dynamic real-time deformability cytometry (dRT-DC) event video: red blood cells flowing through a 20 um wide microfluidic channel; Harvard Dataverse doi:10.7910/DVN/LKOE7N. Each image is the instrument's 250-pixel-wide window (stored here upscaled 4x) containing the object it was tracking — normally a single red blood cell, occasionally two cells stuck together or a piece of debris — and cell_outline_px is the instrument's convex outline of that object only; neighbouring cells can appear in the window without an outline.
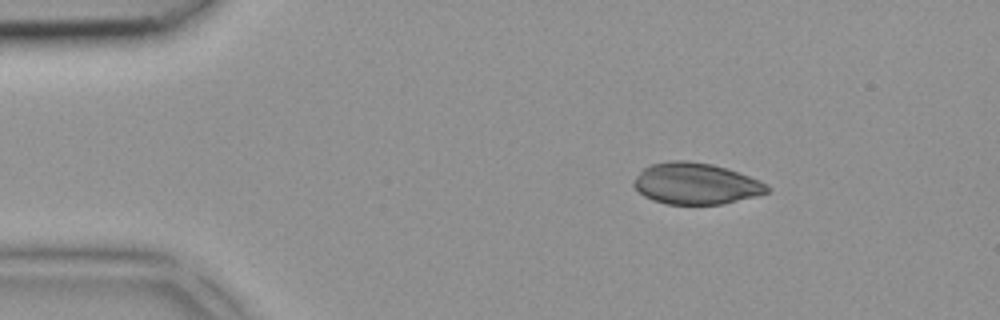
{"species": "common noctule bat (a hibernating species)", "species_latin": "Nyctalus noctula", "temperature_condition": "room temperature", "stored_images_in_passage": 5, "segment_of_instrument_passage": [2, 2], "camera_frame_rate_fps": 3000, "um_per_image_px": 0.085, "animal": {"sex": "female", "body_mass_g": 18.4}, "frame": {"image": 1, "passage_image": 2, "time_ms": 0.333, "image_size_px": [1000, 320], "cell_outline_px": [[768, 192], [756, 196], [724, 204], [668, 204], [652, 200], [644, 196], [632, 184], [632, 180], [644, 168], [652, 164], [668, 160], [688, 160], [712, 164], [760, 180], [768, 188]], "centroid_in_image_um": [59.1, 15.61], "position_along_channel_um": 25.9, "area_um2": 31.96}}